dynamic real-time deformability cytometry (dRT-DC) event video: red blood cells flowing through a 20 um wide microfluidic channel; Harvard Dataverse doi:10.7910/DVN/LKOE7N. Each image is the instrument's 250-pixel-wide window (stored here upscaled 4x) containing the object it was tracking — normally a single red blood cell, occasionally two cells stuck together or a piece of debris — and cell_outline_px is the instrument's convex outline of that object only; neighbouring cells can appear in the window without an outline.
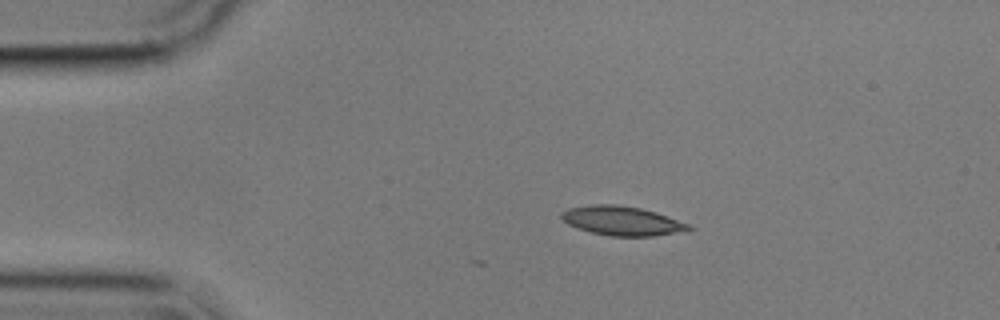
{"species": "common noctule bat (a hibernating species)", "species_latin": "Nyctalus noctula", "temperature_condition": "cold", "stored_images_in_passage": 4, "camera_frame_rate_fps": 3000, "um_per_image_px": 0.085, "animal": {"sex": "male", "body_mass_g": 17.9}, "frame": {"image": 1, "passage_image": 1, "time_ms": 0.0, "image_size_px": [1000, 320], "cell_outline_px": [[696, 228], [688, 232], [652, 236], [608, 236], [576, 228], [568, 224], [560, 216], [568, 208], [592, 204], [616, 204], [640, 208], [656, 212], [692, 224]], "centroid_in_image_um": [52.98, 18.78], "position_along_channel_um": 32.0, "area_um2": 22.02}}